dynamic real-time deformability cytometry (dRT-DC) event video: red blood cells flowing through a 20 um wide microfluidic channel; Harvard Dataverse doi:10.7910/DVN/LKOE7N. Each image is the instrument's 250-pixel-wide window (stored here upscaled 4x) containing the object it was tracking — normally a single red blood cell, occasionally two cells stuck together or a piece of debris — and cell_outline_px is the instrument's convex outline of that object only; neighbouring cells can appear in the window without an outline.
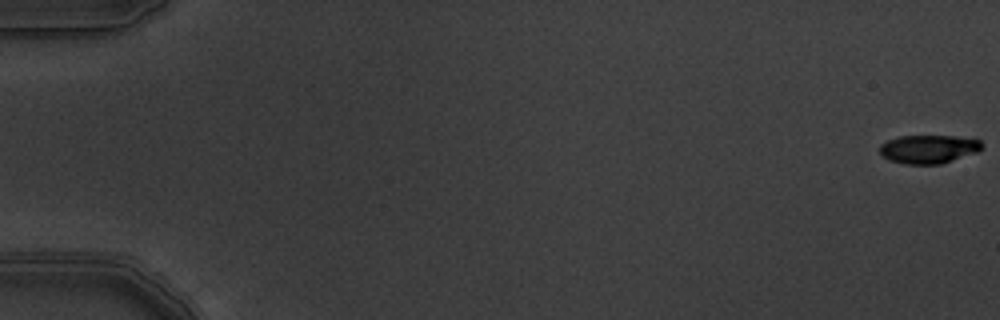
{"species": "common noctule bat (a hibernating species)", "species_latin": "Nyctalus noctula", "temperature_condition": "warm", "stored_images_in_passage": 14, "camera_frame_rate_fps": 3000, "um_per_image_px": 0.085, "animal": {"sex": "male", "body_mass_g": 19.5, "forearm_length_mm": 54.6}, "frame": {"image": 1, "passage_image": 1, "time_ms": 0.0, "image_size_px": [1000, 320], "cell_outline_px": [[984, 144], [976, 152], [940, 164], [904, 164], [888, 160], [880, 152], [880, 144], [888, 140], [900, 136], [956, 136], [980, 140]], "centroid_in_image_um": [78.91, 12.67], "position_along_channel_um": 6.1, "area_um2": 16.82}}
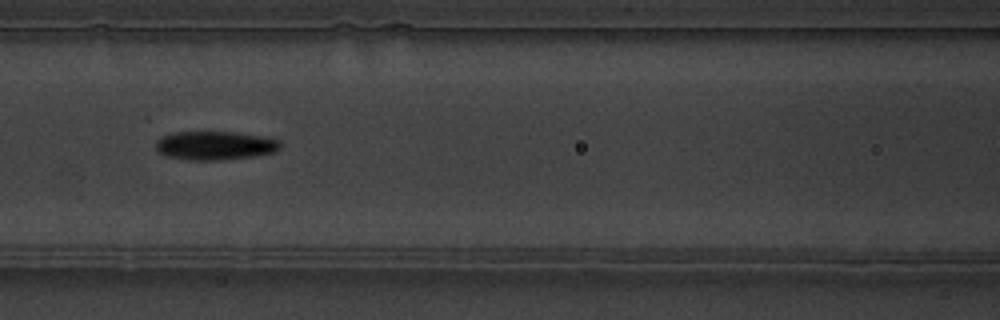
{"frame": {"image": 2, "passage_image": 8, "time_ms": 2.333, "image_size_px": [1000, 320], "cell_outline_px": [[280, 148], [272, 152], [256, 156], [216, 160], [188, 160], [168, 156], [160, 152], [156, 148], [156, 140], [160, 136], [176, 132], [232, 132], [260, 136], [280, 140]], "centroid_in_image_um": [18.25, 12.37], "position_along_channel_um": 148.4, "area_um2": 20.63}}
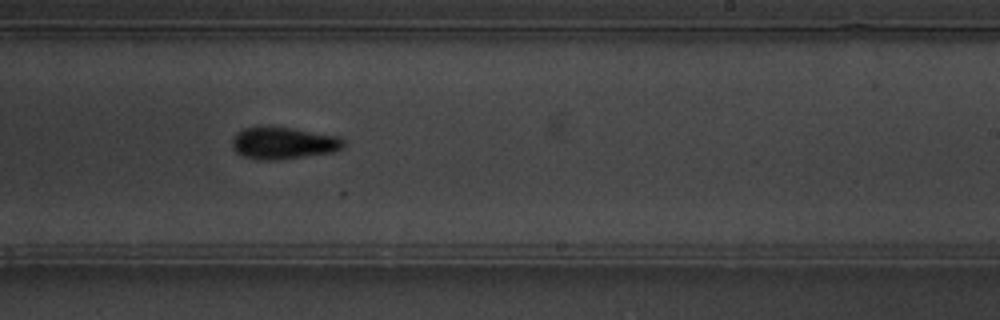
{"frame": {"image": 3, "passage_image": 11, "time_ms": 3.333, "image_size_px": [1000, 320], "cell_outline_px": [[344, 148], [332, 152], [276, 160], [256, 160], [244, 156], [236, 152], [232, 148], [232, 140], [236, 132], [244, 128], [264, 124], [292, 128], [336, 136], [344, 140]], "centroid_in_image_um": [24.02, 12.14], "position_along_channel_um": 265.0, "area_um2": 21.1}}